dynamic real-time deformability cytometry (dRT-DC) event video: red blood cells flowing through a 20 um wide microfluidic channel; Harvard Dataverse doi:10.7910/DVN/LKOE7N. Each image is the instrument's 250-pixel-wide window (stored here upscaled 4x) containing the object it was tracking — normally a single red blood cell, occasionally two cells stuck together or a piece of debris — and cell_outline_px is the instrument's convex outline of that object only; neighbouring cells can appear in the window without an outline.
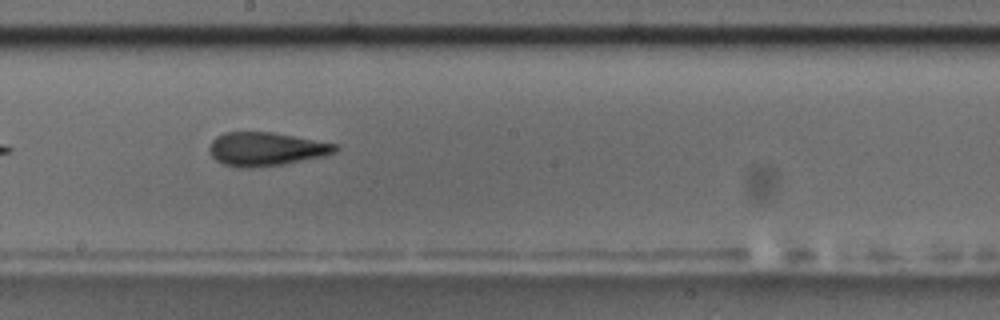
{"species": "common noctule bat (a hibernating species)", "species_latin": "Nyctalus noctula", "temperature_condition": "room temperature", "stored_images_in_passage": 19, "camera_frame_rate_fps": 3000, "um_per_image_px": 0.085, "animal": {"sex": "male", "body_mass_g": 17.5, "forearm_length_mm": 52.3}, "frame": {"image": 1, "passage_image": 16, "time_ms": 5.0, "image_size_px": [1000, 320], "cell_outline_px": [[340, 148], [336, 152], [324, 156], [284, 164], [252, 168], [236, 168], [224, 164], [216, 160], [212, 156], [208, 148], [212, 140], [216, 136], [224, 132], [272, 132], [340, 144]], "centroid_in_image_um": [22.63, 12.67], "position_along_channel_um": 225.6, "area_um2": 24.97}}